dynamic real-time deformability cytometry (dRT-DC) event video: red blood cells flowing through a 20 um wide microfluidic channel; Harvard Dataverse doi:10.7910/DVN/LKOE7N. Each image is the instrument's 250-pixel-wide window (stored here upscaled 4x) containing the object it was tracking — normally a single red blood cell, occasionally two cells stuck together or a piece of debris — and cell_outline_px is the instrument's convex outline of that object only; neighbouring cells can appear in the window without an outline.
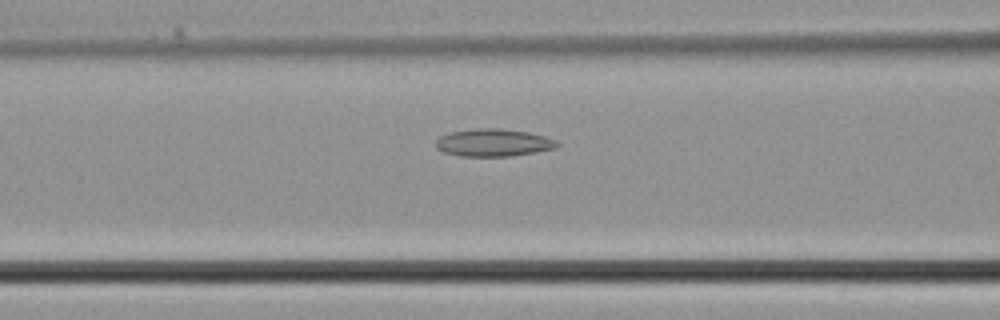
{"species": "common noctule bat (a hibernating species)", "species_latin": "Nyctalus noctula", "temperature_condition": "cold", "stored_images_in_passage": 35, "camera_frame_rate_fps": 3000, "um_per_image_px": 0.085, "animal": {"sex": "male", "body_mass_g": 21.5, "forearm_length_mm": 52.0}, "frame": {"image": 1, "passage_image": 15, "time_ms": 4.667, "image_size_px": [1000, 320], "cell_outline_px": [[560, 144], [556, 148], [512, 156], [460, 156], [444, 152], [436, 148], [436, 140], [440, 136], [452, 132], [480, 128], [500, 128], [528, 132], [544, 136], [556, 140]], "centroid_in_image_um": [41.95, 12.13], "position_along_channel_um": 124.6, "area_um2": 19.36}}
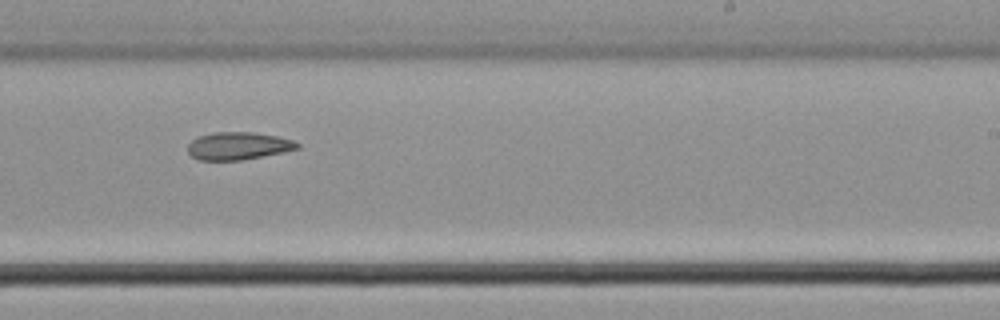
{"frame": {"image": 2, "passage_image": 23, "time_ms": 7.333, "image_size_px": [1000, 320], "cell_outline_px": [[300, 148], [284, 152], [240, 160], [200, 160], [192, 156], [188, 152], [188, 144], [192, 140], [200, 136], [212, 132], [252, 132], [276, 136], [292, 140], [300, 144]], "centroid_in_image_um": [20.25, 12.4], "position_along_channel_um": 268.7, "area_um2": 17.51}}
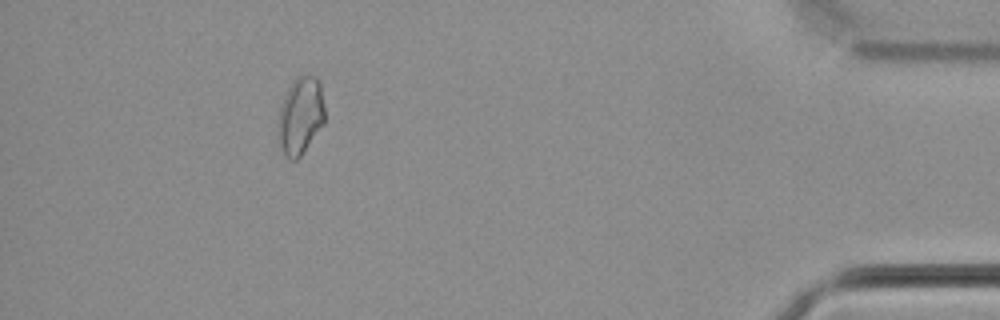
{"frame": {"image": 3, "passage_image": 34, "time_ms": 11.0, "image_size_px": [1000, 320], "cell_outline_px": [[324, 124], [300, 156], [296, 160], [288, 160], [280, 148], [276, 136], [276, 124], [280, 108], [284, 96], [292, 80], [296, 76], [316, 76], [320, 84], [324, 104]], "centroid_in_image_um": [25.5, 9.87], "position_along_channel_um": 409.7, "area_um2": 21.44}}